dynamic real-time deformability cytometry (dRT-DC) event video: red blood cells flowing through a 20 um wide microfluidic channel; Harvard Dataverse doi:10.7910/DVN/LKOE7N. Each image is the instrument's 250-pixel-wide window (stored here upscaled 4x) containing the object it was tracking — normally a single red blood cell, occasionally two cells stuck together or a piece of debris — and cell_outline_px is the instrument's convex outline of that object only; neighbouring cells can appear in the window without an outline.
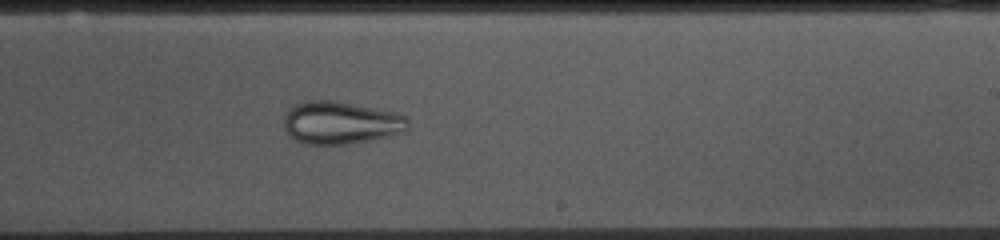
{"species": "common noctule bat (a hibernating species)", "species_latin": "Nyctalus noctula", "temperature_condition": "cold", "stored_images_in_passage": 53, "camera_frame_rate_fps": 3000, "um_per_image_px": 0.085, "animal": {"sex": "female", "body_mass_g": 10.0, "forearm_length_mm": 53.1}, "frame": {"image": 1, "passage_image": 31, "time_ms": 10.0, "image_size_px": [1000, 240], "cell_outline_px": [[408, 132], [348, 144], [304, 144], [288, 136], [284, 128], [284, 116], [288, 108], [304, 100], [336, 100], [396, 112], [404, 116], [408, 120]], "centroid_in_image_um": [28.94, 10.42], "position_along_channel_um": 260.1, "area_um2": 31.27}}
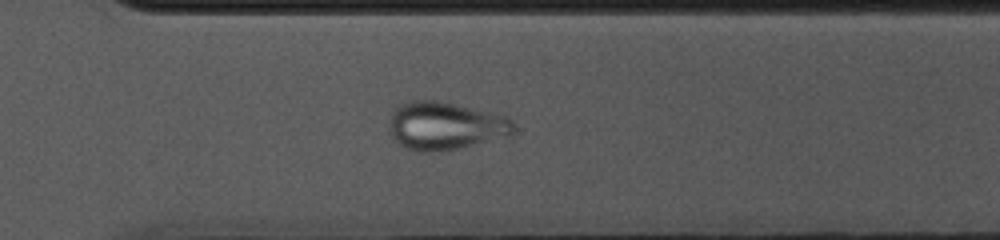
{"frame": {"image": 2, "passage_image": 37, "time_ms": 12.0, "image_size_px": [1000, 240], "cell_outline_px": [[516, 128], [512, 136], [440, 152], [420, 152], [408, 148], [400, 144], [392, 136], [388, 128], [388, 120], [392, 112], [400, 104], [412, 100], [440, 100], [508, 116], [512, 120]], "centroid_in_image_um": [37.87, 10.69], "position_along_channel_um": 332.7, "area_um2": 35.32}}
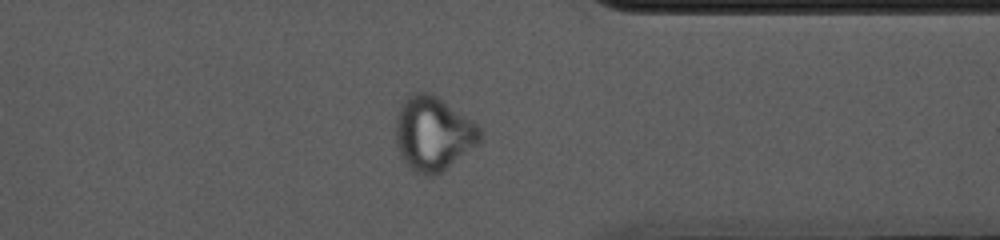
{"frame": {"image": 3, "passage_image": 41, "time_ms": 13.333, "image_size_px": [1000, 240], "cell_outline_px": [[480, 144], [436, 176], [424, 176], [416, 172], [404, 160], [396, 144], [396, 116], [400, 104], [408, 96], [416, 92], [428, 92], [444, 100], [480, 124]], "centroid_in_image_um": [36.86, 11.35], "position_along_channel_um": 374.5, "area_um2": 36.76}}